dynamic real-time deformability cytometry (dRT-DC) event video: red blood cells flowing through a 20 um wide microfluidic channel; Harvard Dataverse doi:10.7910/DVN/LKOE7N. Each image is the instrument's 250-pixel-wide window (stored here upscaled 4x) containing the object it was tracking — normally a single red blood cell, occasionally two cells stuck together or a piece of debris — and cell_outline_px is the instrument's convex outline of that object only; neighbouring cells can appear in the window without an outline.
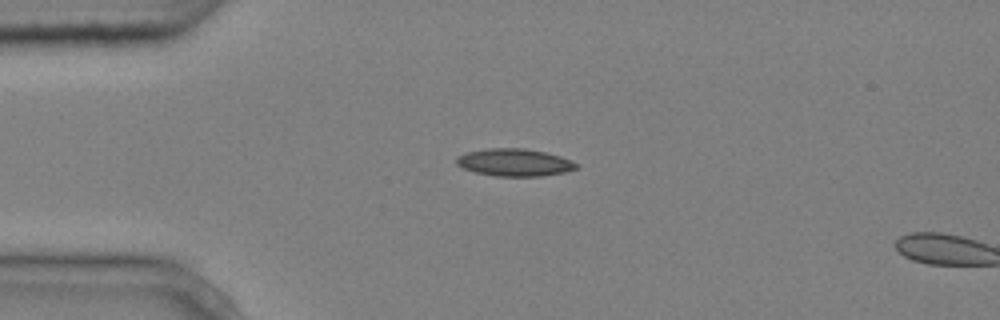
{"species": "common noctule bat (a hibernating species)", "species_latin": "Nyctalus noctula", "temperature_condition": "cold", "stored_images_in_passage": 2, "camera_frame_rate_fps": 3000, "um_per_image_px": 0.085, "animal": {"sex": "male", "body_mass_g": 20.4}, "frame": {"image": 1, "passage_image": 1, "time_ms": 0.0, "image_size_px": [1000, 320], "cell_outline_px": [[580, 168], [564, 172], [540, 176], [496, 176], [476, 172], [464, 168], [456, 164], [456, 156], [468, 152], [488, 148], [524, 148], [544, 152], [560, 156], [572, 160], [580, 164]], "centroid_in_image_um": [43.77, 13.8], "position_along_channel_um": 41.2, "area_um2": 19.19}}